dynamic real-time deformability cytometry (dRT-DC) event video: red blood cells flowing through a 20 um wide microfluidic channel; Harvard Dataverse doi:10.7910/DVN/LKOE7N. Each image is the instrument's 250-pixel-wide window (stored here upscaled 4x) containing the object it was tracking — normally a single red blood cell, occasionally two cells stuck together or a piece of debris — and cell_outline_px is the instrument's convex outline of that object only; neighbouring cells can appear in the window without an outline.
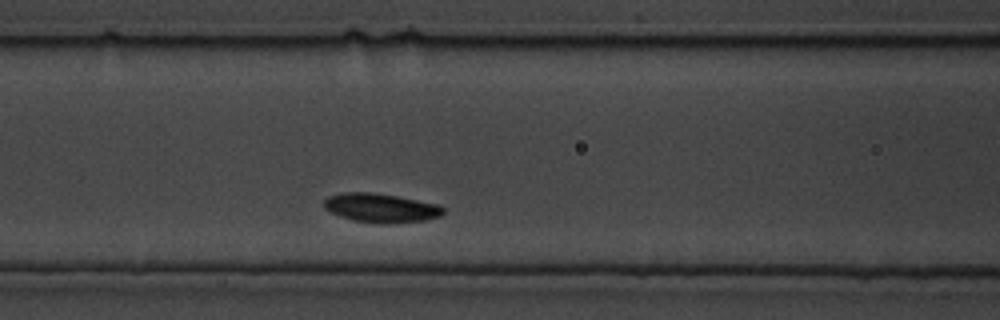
{"species": "common noctule bat (a hibernating species)", "species_latin": "Nyctalus noctula", "temperature_condition": "cold", "stored_images_in_passage": 6, "camera_frame_rate_fps": 3000, "um_per_image_px": 0.085, "animal": {"sex": "male", "body_mass_g": 19.5, "forearm_length_mm": 54.6}, "frame": {"image": 1, "passage_image": 4, "time_ms": 1.0, "image_size_px": [1000, 320], "cell_outline_px": [[444, 212], [440, 216], [424, 220], [388, 224], [380, 224], [352, 220], [328, 212], [324, 208], [324, 200], [328, 196], [344, 192], [372, 192], [396, 196], [440, 204], [444, 208]], "centroid_in_image_um": [32.36, 17.67], "position_along_channel_um": 134.2, "area_um2": 20.35}}
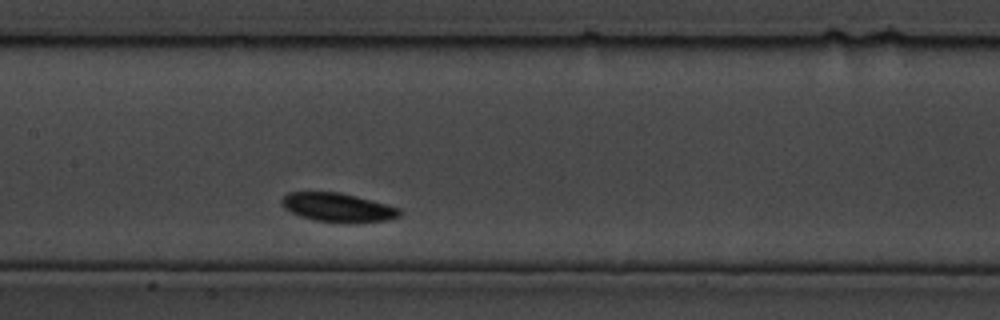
{"frame": {"image": 2, "passage_image": 6, "time_ms": 1.667, "image_size_px": [1000, 320], "cell_outline_px": [[400, 216], [388, 220], [352, 224], [312, 220], [300, 216], [284, 208], [280, 204], [280, 200], [288, 192], [340, 192], [388, 204], [400, 208]], "centroid_in_image_um": [28.72, 17.65], "position_along_channel_um": 178.7, "area_um2": 20.17}}